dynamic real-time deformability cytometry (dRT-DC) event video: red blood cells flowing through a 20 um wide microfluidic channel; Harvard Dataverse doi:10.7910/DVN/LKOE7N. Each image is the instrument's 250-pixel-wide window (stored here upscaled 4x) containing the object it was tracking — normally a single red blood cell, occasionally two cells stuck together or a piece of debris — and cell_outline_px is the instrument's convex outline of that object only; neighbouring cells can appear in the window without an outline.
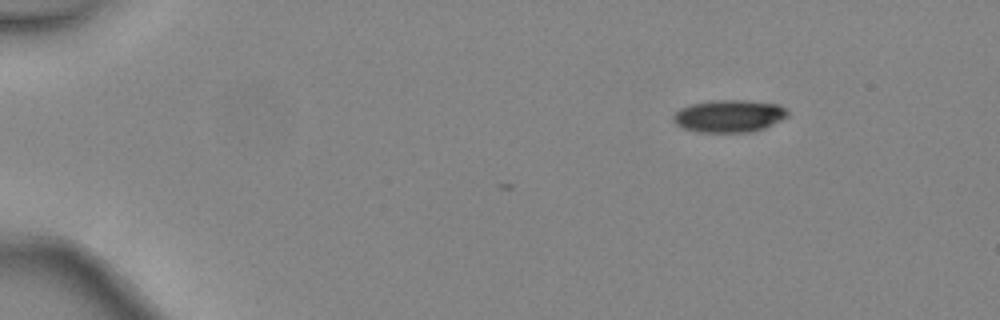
{"species": "common noctule bat (a hibernating species)", "species_latin": "Nyctalus noctula", "temperature_condition": "warm", "stored_images_in_passage": 3, "camera_frame_rate_fps": 3000, "um_per_image_px": 0.085, "animal": {"sex": "female", "body_mass_g": 24.6, "forearm_length_mm": 56.2}, "frame": {"image": 1, "passage_image": 1, "time_ms": 0.0, "image_size_px": [1000, 320], "cell_outline_px": [[788, 116], [764, 128], [752, 132], [700, 132], [684, 128], [676, 124], [672, 120], [672, 116], [680, 108], [692, 104], [712, 100], [744, 100], [780, 104], [788, 112]], "centroid_in_image_um": [61.97, 9.86], "position_along_channel_um": 23.0, "area_um2": 21.56}}